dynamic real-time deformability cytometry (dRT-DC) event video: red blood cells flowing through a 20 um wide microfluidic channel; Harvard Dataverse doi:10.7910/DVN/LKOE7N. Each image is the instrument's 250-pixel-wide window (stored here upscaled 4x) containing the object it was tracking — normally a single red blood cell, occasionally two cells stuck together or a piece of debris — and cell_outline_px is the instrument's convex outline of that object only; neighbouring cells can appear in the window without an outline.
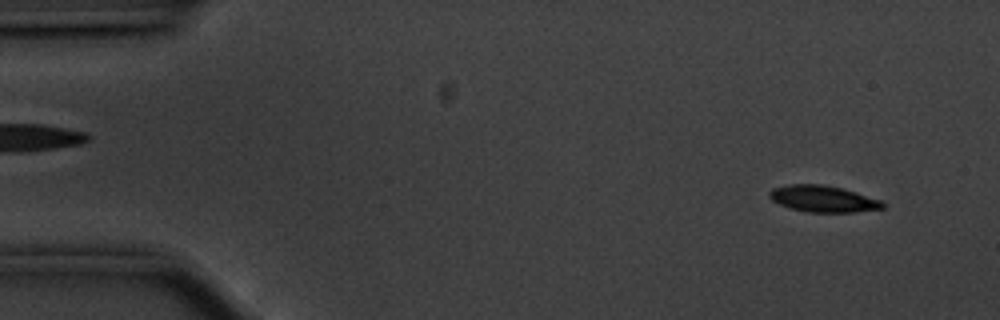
{"species": "common noctule bat (a hibernating species)", "species_latin": "Nyctalus noctula", "temperature_condition": "cold", "stored_images_in_passage": 56, "camera_frame_rate_fps": 3000, "um_per_image_px": 0.085, "animal": {"sex": "male", "body_mass_g": 20.1, "forearm_length_mm": 53.5}, "frame": {"image": 1, "passage_image": 4, "time_ms": 1.0, "image_size_px": [1000, 320], "cell_outline_px": [[884, 208], [852, 212], [804, 212], [788, 208], [772, 200], [768, 196], [768, 192], [772, 188], [788, 184], [820, 184], [844, 188], [884, 200]], "centroid_in_image_um": [69.96, 16.89], "position_along_channel_um": 15.0, "area_um2": 17.8}}
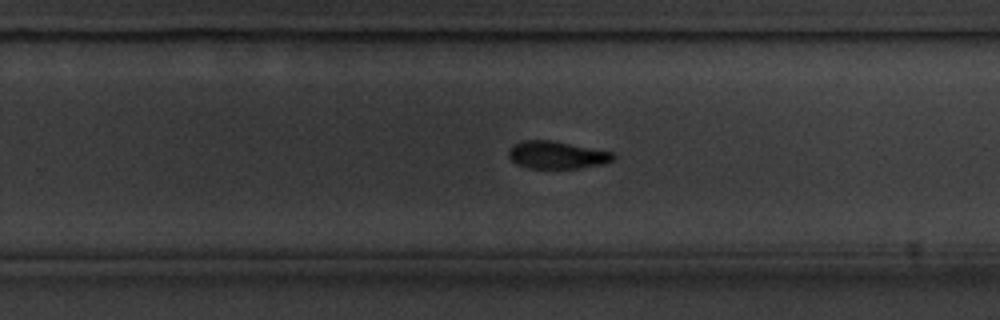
{"frame": {"image": 2, "passage_image": 35, "time_ms": 11.333, "image_size_px": [1000, 320], "cell_outline_px": [[616, 156], [612, 160], [604, 164], [580, 168], [528, 168], [516, 164], [508, 156], [508, 148], [512, 144], [524, 140], [548, 140], [612, 152]], "centroid_in_image_um": [47.28, 13.18], "position_along_channel_um": 282.5, "area_um2": 16.7}}
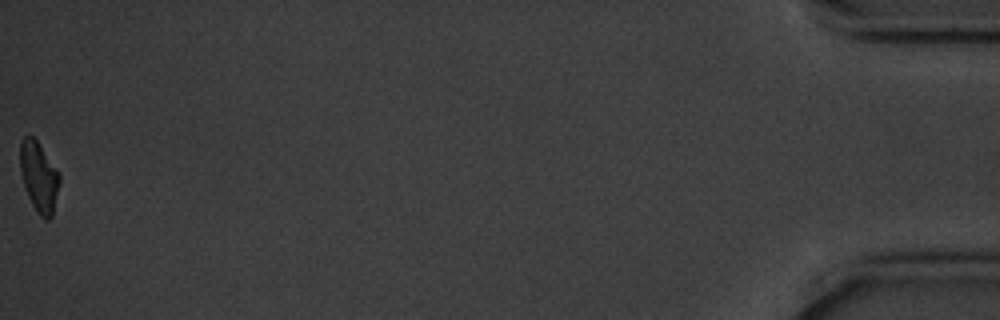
{"frame": {"image": 3, "passage_image": 56, "time_ms": 18.333, "image_size_px": [1000, 320], "cell_outline_px": [[60, 184], [52, 216], [48, 220], [44, 220], [36, 212], [28, 196], [20, 172], [20, 140], [24, 136], [32, 136], [36, 140], [60, 172]], "centroid_in_image_um": [3.32, 15.04], "position_along_channel_um": 431.9, "area_um2": 16.24}, "authors_computed_cell_mechanics": {"area_um2": 17.8024, "velocity_mm_per_s": 3.5481, "shape_relaxation_time_tau1_ms": 2.6244, "shape_relaxation_time_tau2_ms": 6.0672, "deformation_change_tau1": 0.1136, "deformation_change_tau2": 0.1184}}